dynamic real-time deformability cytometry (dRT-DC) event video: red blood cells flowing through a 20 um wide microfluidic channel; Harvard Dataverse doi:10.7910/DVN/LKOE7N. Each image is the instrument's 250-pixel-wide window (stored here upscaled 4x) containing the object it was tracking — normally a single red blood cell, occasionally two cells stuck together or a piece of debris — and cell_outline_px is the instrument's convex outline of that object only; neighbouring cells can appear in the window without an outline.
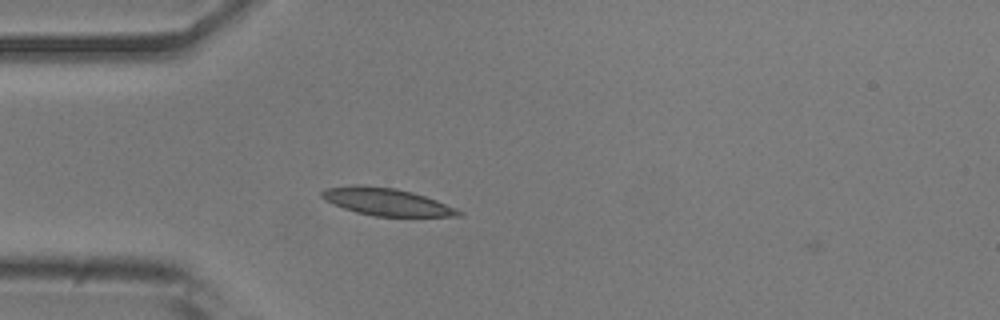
{"species": "common noctule bat (a hibernating species)", "species_latin": "Nyctalus noctula", "temperature_condition": "room temperature", "stored_images_in_passage": 2, "camera_frame_rate_fps": 3000, "um_per_image_px": 0.085, "animal": {"sex": "male", "body_mass_g": 20.5, "forearm_length_mm": 52.5}, "frame": {"image": 1, "passage_image": 1, "time_ms": 0.0, "image_size_px": [1000, 320], "cell_outline_px": [[464, 212], [460, 216], [376, 216], [356, 212], [332, 204], [324, 200], [320, 196], [320, 192], [324, 188], [352, 184], [360, 184], [396, 188], [412, 192], [436, 200], [456, 208]], "centroid_in_image_um": [32.79, 17.13], "position_along_channel_um": 52.2, "area_um2": 21.96}}